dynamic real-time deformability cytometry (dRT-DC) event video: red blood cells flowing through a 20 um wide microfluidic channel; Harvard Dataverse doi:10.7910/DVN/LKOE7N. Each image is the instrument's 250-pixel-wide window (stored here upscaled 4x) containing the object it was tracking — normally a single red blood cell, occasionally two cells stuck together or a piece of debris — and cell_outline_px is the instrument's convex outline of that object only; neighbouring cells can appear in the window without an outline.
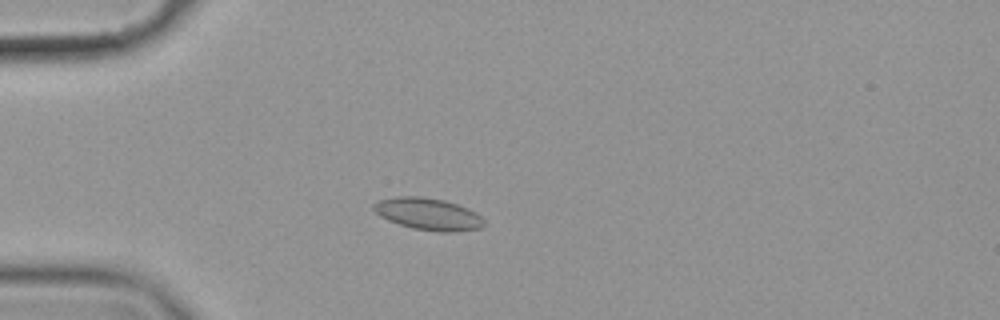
{"species": "common noctule bat (a hibernating species)", "species_latin": "Nyctalus noctula", "temperature_condition": "cold", "stored_images_in_passage": 56, "camera_frame_rate_fps": 3000, "um_per_image_px": 0.085, "animal": {"sex": "female", "body_mass_g": 19.9}, "frame": {"image": 1, "passage_image": 14, "time_ms": 4.333, "image_size_px": [1000, 320], "cell_outline_px": [[484, 224], [480, 228], [456, 232], [436, 232], [412, 228], [388, 220], [380, 216], [372, 208], [372, 204], [376, 200], [396, 196], [420, 196], [444, 200], [468, 208], [476, 212], [484, 220]], "centroid_in_image_um": [36.37, 18.19], "position_along_channel_um": 48.6, "area_um2": 20.75}}
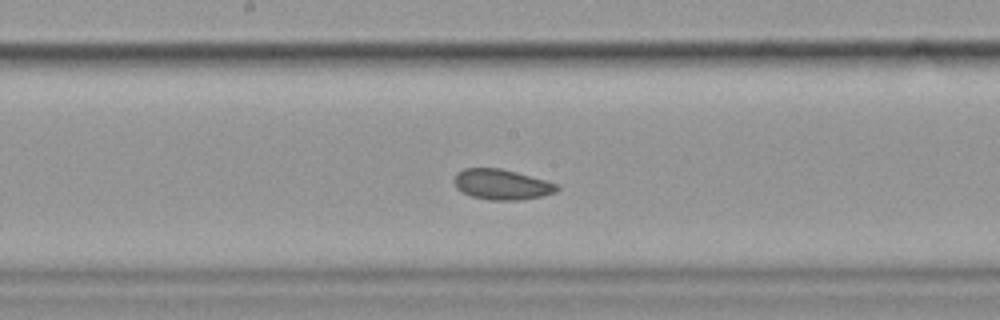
{"frame": {"image": 2, "passage_image": 29, "time_ms": 9.333, "image_size_px": [1000, 320], "cell_outline_px": [[560, 188], [556, 192], [540, 196], [520, 200], [488, 200], [472, 196], [456, 188], [452, 180], [456, 172], [464, 168], [500, 168], [516, 172], [544, 180], [556, 184]], "centroid_in_image_um": [42.59, 15.67], "position_along_channel_um": 205.6, "area_um2": 18.15}}
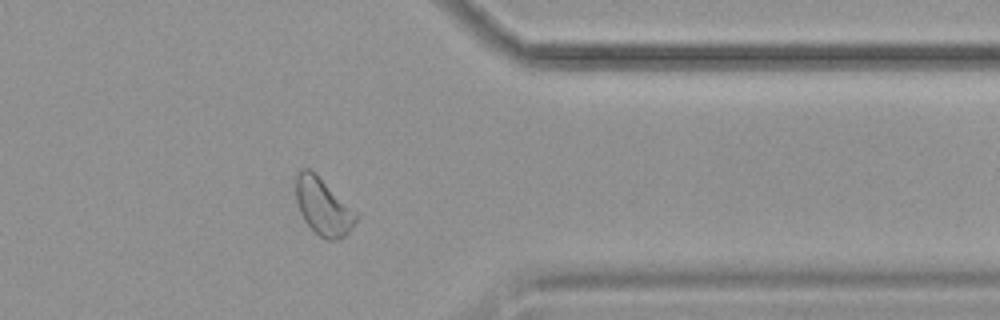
{"frame": {"image": 3, "passage_image": 45, "time_ms": 14.667, "image_size_px": [1000, 320], "cell_outline_px": [[356, 220], [348, 232], [344, 236], [336, 240], [328, 240], [320, 236], [304, 220], [300, 212], [296, 200], [296, 176], [304, 168], [308, 168], [356, 212]], "centroid_in_image_um": [27.44, 17.6], "position_along_channel_um": 384.0, "area_um2": 19.07}, "authors_computed_cell_mechanics": {"area_um2": 19.3341, "velocity_mm_per_s": 3.5019, "shape_relaxation_time_tau1_ms": null, "shape_relaxation_time_tau2_ms": 4.013, "deformation_change_tau1": null, "deformation_change_tau2": 0.0744}}